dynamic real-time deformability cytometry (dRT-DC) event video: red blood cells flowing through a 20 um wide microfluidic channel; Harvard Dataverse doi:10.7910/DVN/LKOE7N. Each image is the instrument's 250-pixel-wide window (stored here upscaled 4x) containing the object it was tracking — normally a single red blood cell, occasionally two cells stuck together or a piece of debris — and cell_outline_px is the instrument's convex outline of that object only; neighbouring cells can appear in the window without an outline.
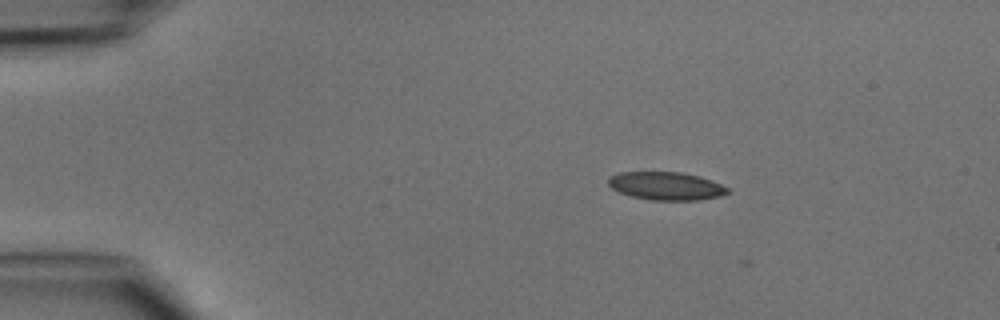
{"species": "common noctule bat (a hibernating species)", "species_latin": "Nyctalus noctula", "temperature_condition": "cold", "stored_images_in_passage": 5, "camera_frame_rate_fps": 3000, "um_per_image_px": 0.085, "animal": {"sex": "male", "body_mass_g": 15.6}, "frame": {"image": 1, "passage_image": 1, "time_ms": 0.0, "image_size_px": [1000, 320], "cell_outline_px": [[732, 192], [720, 196], [700, 200], [652, 200], [632, 196], [620, 192], [612, 188], [608, 184], [608, 176], [620, 172], [684, 172], [700, 176], [712, 180], [728, 188]], "centroid_in_image_um": [56.64, 15.8], "position_along_channel_um": 28.4, "area_um2": 19.65}}